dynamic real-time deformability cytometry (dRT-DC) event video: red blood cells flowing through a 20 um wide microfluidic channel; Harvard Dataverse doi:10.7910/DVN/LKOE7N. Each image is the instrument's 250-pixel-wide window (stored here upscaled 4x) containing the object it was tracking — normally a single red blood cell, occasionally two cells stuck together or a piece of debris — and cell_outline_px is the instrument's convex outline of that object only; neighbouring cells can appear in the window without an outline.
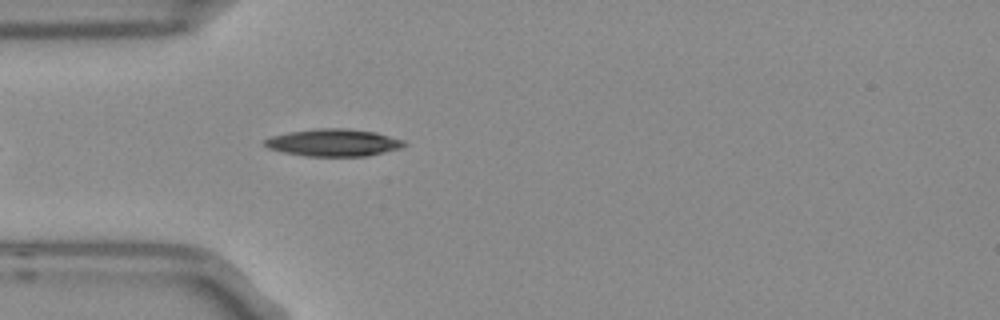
{"species": "Egyptian fruit bat (a non-hibernating species)", "species_latin": "Rousettus aegyptiacus", "temperature_condition": "room temperature", "stored_images_in_passage": 1, "camera_frame_rate_fps": 3000, "um_per_image_px": 0.085, "frame": {"image": 1, "passage_image": 1, "time_ms": 0.0, "image_size_px": [1000, 320], "cell_outline_px": [[408, 144], [404, 148], [368, 156], [304, 156], [284, 152], [268, 148], [264, 144], [264, 140], [272, 136], [288, 132], [316, 128], [348, 128], [376, 132], [404, 140]], "centroid_in_image_um": [28.41, 12.12], "position_along_channel_um": 56.6, "area_um2": 22.43}}